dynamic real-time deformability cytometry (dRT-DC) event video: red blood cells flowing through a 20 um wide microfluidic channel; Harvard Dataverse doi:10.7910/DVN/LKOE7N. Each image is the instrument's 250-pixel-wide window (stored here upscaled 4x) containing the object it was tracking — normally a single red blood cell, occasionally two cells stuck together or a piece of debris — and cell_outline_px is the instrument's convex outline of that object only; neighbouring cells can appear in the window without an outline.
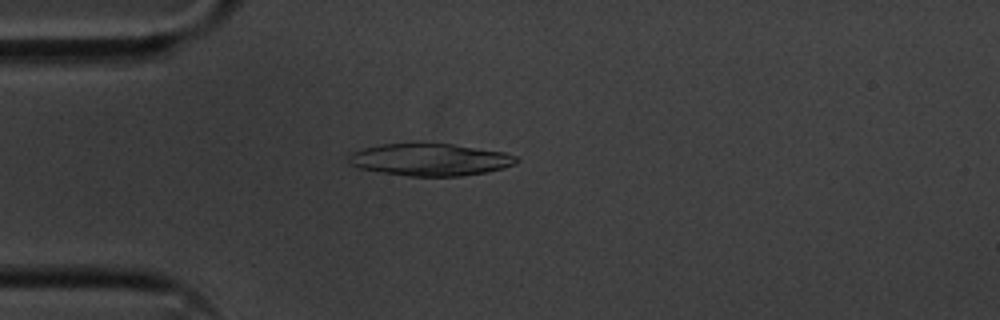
{"species": "common noctule bat (a hibernating species)", "species_latin": "Nyctalus noctula", "temperature_condition": "cold", "stored_images_in_passage": 43, "camera_frame_rate_fps": 3000, "um_per_image_px": 0.085, "animal": {"sex": "male", "body_mass_g": 20.1, "forearm_length_mm": 53.5}, "frame": {"image": 1, "passage_image": 2, "time_ms": 0.333, "image_size_px": [1000, 320], "cell_outline_px": [[520, 160], [516, 164], [504, 168], [484, 172], [460, 176], [408, 176], [360, 168], [348, 164], [348, 156], [352, 152], [364, 148], [384, 144], [420, 140], [452, 144], [504, 152], [516, 156]], "centroid_in_image_um": [36.55, 13.53], "position_along_channel_um": 48.5, "area_um2": 32.14}}
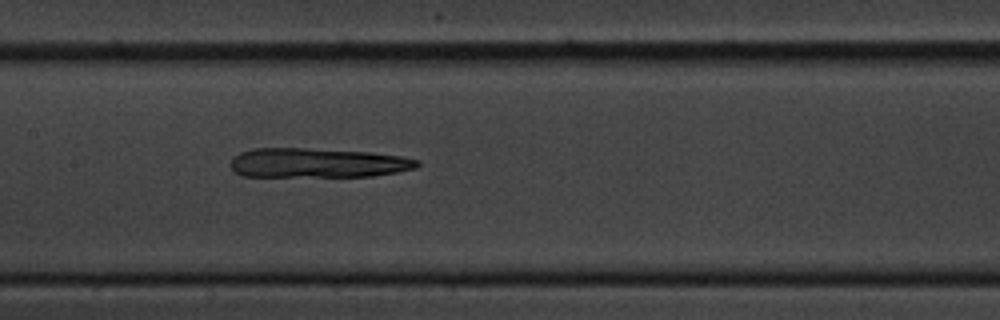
{"frame": {"image": 2, "passage_image": 14, "time_ms": 4.333, "image_size_px": [1000, 320], "cell_outline_px": [[420, 164], [416, 168], [396, 172], [372, 176], [240, 176], [228, 164], [232, 156], [240, 152], [252, 148], [304, 148], [368, 152], [400, 156], [420, 160]], "centroid_in_image_um": [26.94, 13.84], "position_along_channel_um": 180.5, "area_um2": 32.19}}
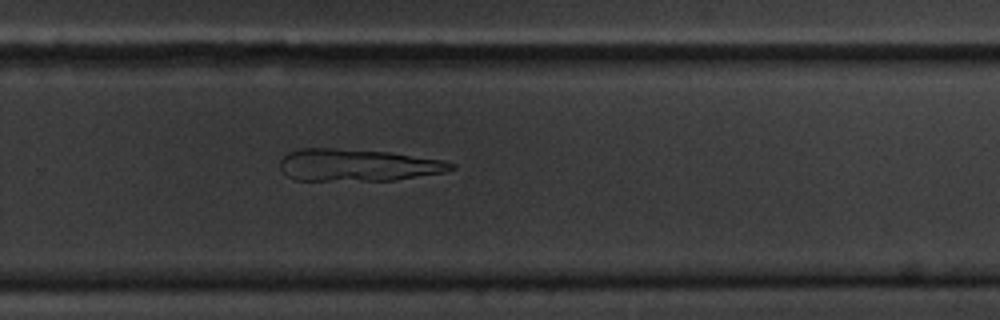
{"frame": {"image": 3, "passage_image": 24, "time_ms": 7.667, "image_size_px": [1000, 320], "cell_outline_px": [[456, 168], [444, 172], [396, 180], [292, 180], [280, 168], [280, 160], [288, 152], [300, 148], [332, 148], [388, 152], [444, 160], [456, 164]], "centroid_in_image_um": [30.4, 14.03], "position_along_channel_um": 299.4, "area_um2": 32.02}}